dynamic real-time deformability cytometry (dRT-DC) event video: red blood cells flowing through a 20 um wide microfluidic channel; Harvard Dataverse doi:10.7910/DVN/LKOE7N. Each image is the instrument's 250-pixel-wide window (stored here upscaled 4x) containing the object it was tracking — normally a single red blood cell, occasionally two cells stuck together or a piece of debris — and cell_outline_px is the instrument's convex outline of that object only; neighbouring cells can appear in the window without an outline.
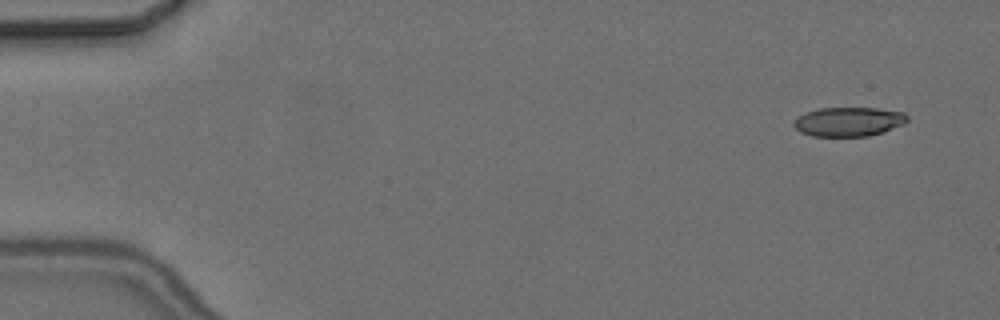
{"species": "common noctule bat (a hibernating species)", "species_latin": "Nyctalus noctula", "temperature_condition": "cold", "stored_images_in_passage": 4, "camera_frame_rate_fps": 3000, "um_per_image_px": 0.085, "animal": {"sex": "female", "body_mass_g": 24.6, "forearm_length_mm": 56.2}, "frame": {"image": 1, "passage_image": 1, "time_ms": 0.0, "image_size_px": [1000, 320], "cell_outline_px": [[908, 120], [904, 124], [884, 132], [868, 136], [812, 136], [800, 132], [792, 124], [800, 116], [808, 112], [820, 108], [876, 108], [904, 112], [908, 116]], "centroid_in_image_um": [72.18, 10.35], "position_along_channel_um": 12.8, "area_um2": 19.25}}
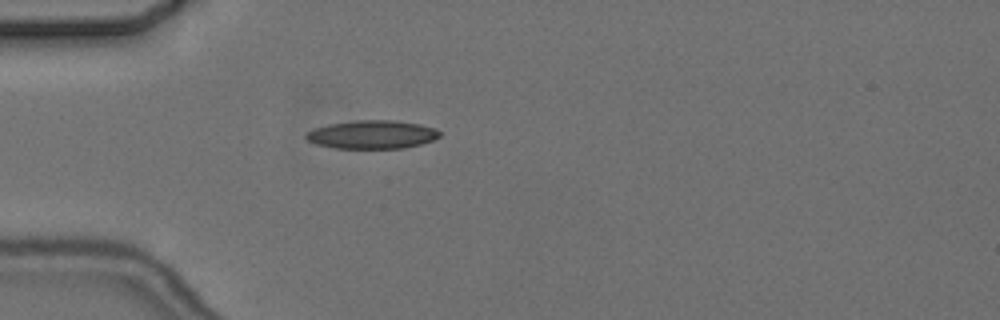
{"frame": {"image": 2, "passage_image": 4, "time_ms": 4.333, "image_size_px": [1000, 320], "cell_outline_px": [[440, 136], [432, 140], [420, 144], [404, 148], [332, 148], [316, 144], [308, 140], [304, 136], [308, 132], [316, 128], [328, 124], [356, 120], [396, 120], [420, 124], [436, 128], [440, 132]], "centroid_in_image_um": [31.64, 11.43], "position_along_channel_um": 53.4, "area_um2": 22.08}}